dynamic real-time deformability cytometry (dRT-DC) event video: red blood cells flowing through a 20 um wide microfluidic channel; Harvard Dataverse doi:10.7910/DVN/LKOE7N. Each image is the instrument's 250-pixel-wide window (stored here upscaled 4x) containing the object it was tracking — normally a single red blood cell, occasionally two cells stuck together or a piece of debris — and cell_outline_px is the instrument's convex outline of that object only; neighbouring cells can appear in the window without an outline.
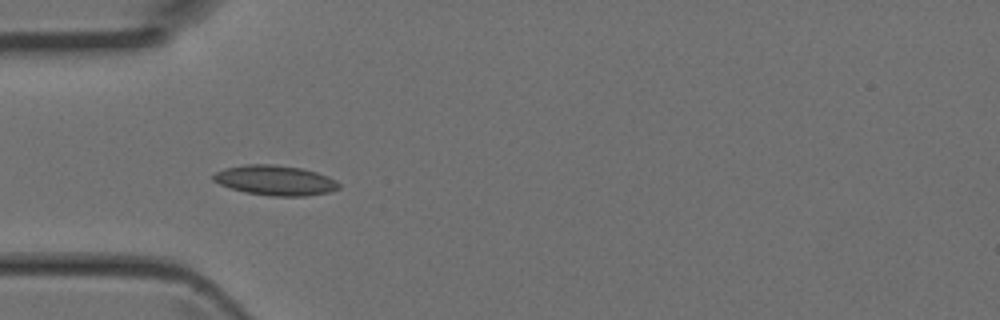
{"species": "Egyptian fruit bat (a non-hibernating species)", "species_latin": "Rousettus aegyptiacus", "temperature_condition": "room temperature", "stored_images_in_passage": 6, "camera_frame_rate_fps": 3000, "um_per_image_px": 0.085, "animal": {"sex": "female"}, "frame": {"image": 1, "passage_image": 5, "time_ms": 1.333, "image_size_px": [1000, 320], "cell_outline_px": [[340, 188], [328, 192], [304, 196], [272, 196], [244, 192], [220, 184], [212, 180], [212, 176], [216, 172], [224, 168], [244, 164], [272, 164], [300, 168], [316, 172], [328, 176], [336, 180], [340, 184]], "centroid_in_image_um": [23.38, 15.32], "position_along_channel_um": 61.6, "area_um2": 21.91}}
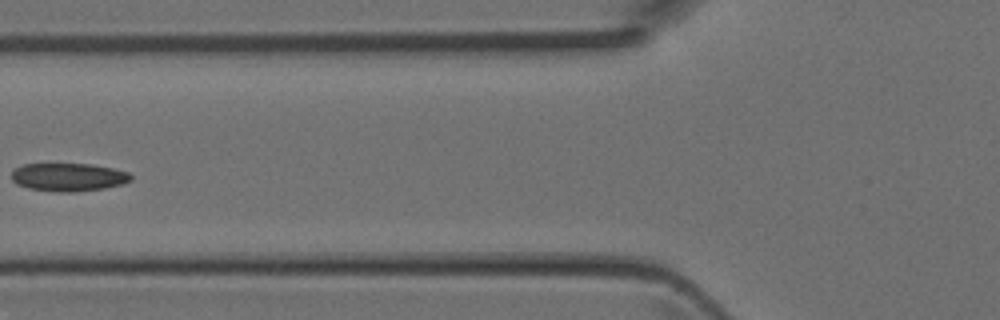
{"frame": {"image": 2, "passage_image": 6, "time_ms": 1.667, "image_size_px": [1000, 320], "cell_outline_px": [[132, 180], [124, 184], [104, 188], [76, 192], [56, 192], [28, 188], [16, 184], [12, 180], [12, 172], [20, 164], [92, 164], [112, 168], [128, 172], [132, 176]], "centroid_in_image_um": [5.82, 15.06], "position_along_channel_um": 120.0, "area_um2": 19.71}}